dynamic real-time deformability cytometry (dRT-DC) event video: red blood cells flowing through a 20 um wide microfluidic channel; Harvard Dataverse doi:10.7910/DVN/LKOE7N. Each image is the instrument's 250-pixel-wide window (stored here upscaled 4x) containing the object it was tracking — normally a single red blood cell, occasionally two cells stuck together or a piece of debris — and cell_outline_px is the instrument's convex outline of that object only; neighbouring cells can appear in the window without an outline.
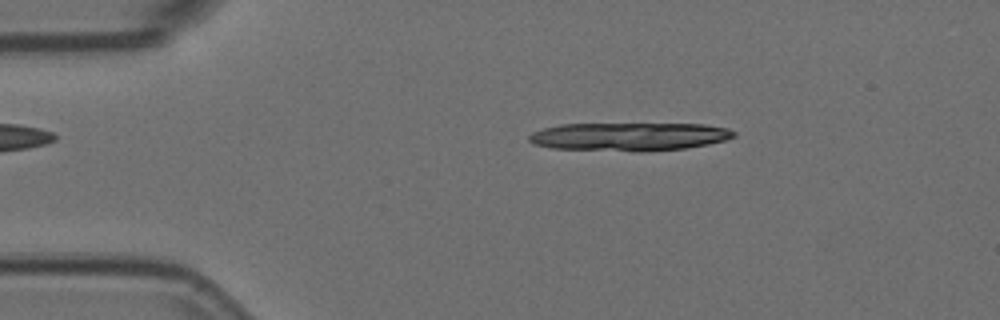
{"species": "Egyptian fruit bat (a non-hibernating species)", "species_latin": "Rousettus aegyptiacus", "temperature_condition": "room temperature", "stored_images_in_passage": 8, "camera_frame_rate_fps": 3000, "um_per_image_px": 0.085, "animal": {"sex": "female"}, "frame": {"image": 1, "passage_image": 4, "time_ms": 1.0, "image_size_px": [1000, 320], "cell_outline_px": [[736, 136], [724, 140], [708, 144], [684, 148], [640, 152], [636, 152], [552, 148], [532, 144], [528, 140], [528, 136], [532, 132], [544, 128], [560, 124], [704, 124], [728, 128], [736, 132]], "centroid_in_image_um": [53.46, 11.61], "position_along_channel_um": 31.5, "area_um2": 33.93}}